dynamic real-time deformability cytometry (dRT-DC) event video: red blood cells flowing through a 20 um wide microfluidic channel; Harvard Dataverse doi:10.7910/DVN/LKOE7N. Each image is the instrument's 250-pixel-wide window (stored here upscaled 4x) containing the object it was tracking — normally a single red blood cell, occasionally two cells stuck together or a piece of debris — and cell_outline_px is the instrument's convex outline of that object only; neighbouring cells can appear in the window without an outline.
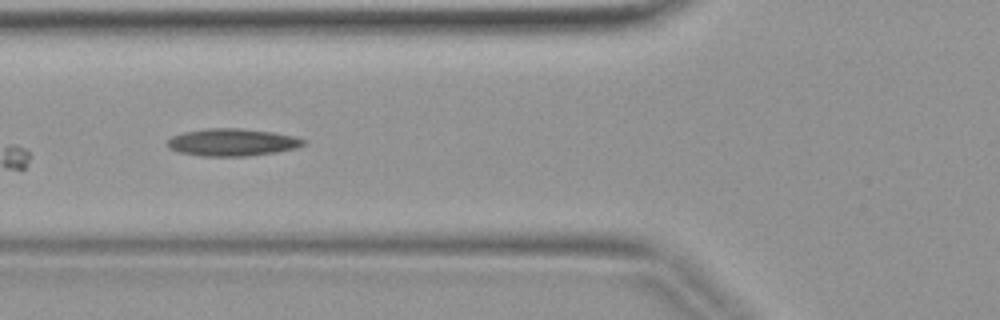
{"species": "common noctule bat (a hibernating species)", "species_latin": "Nyctalus noctula", "temperature_condition": "warm", "stored_images_in_passage": 5, "camera_frame_rate_fps": 3000, "um_per_image_px": 0.085, "animal": {"sex": "female", "body_mass_g": 19.9}, "frame": {"image": 1, "passage_image": 4, "time_ms": 1.0, "image_size_px": [1000, 320], "cell_outline_px": [[308, 140], [304, 144], [296, 148], [276, 152], [248, 156], [200, 156], [180, 152], [168, 148], [168, 140], [172, 136], [184, 132], [204, 128], [240, 128], [272, 132], [296, 136]], "centroid_in_image_um": [19.76, 12.09], "position_along_channel_um": 106.0, "area_um2": 21.79}}
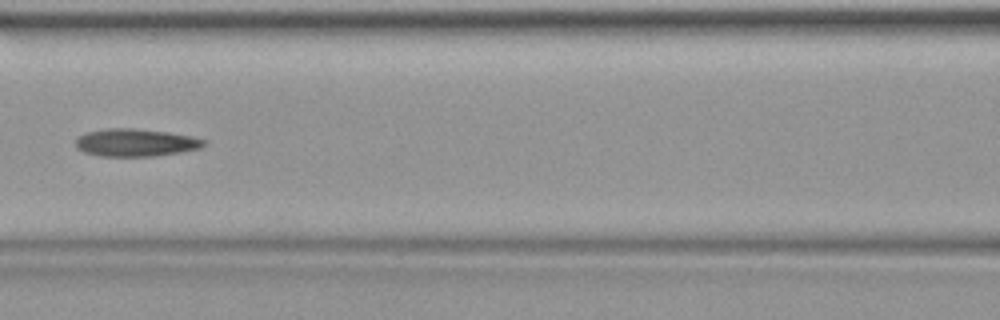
{"frame": {"image": 2, "passage_image": 5, "time_ms": 1.333, "image_size_px": [1000, 320], "cell_outline_px": [[208, 144], [200, 148], [180, 152], [152, 156], [100, 156], [84, 152], [76, 148], [76, 140], [84, 132], [104, 128], [136, 128], [168, 132], [192, 136], [208, 140]], "centroid_in_image_um": [11.55, 12.11], "position_along_channel_um": 155.1, "area_um2": 20.87}}